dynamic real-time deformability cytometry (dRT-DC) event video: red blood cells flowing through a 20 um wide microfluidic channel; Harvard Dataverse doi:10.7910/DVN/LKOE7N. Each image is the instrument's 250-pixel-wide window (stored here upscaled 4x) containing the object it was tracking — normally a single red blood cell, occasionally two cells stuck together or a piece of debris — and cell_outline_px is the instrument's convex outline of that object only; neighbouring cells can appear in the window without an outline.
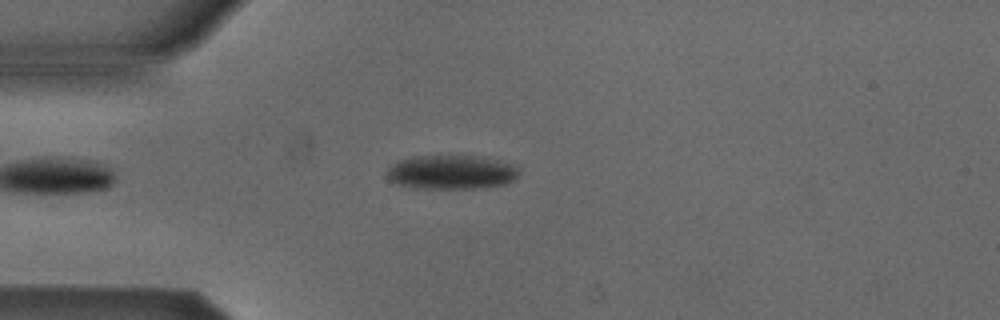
{"species": "Egyptian fruit bat (a non-hibernating species)", "species_latin": "Rousettus aegyptiacus", "temperature_condition": "cold", "stored_images_in_passage": 46, "camera_frame_rate_fps": 3000, "um_per_image_px": 0.085, "animal": {"sex": "male"}, "frame": {"image": 1, "passage_image": 7, "time_ms": 2.0, "image_size_px": [1000, 320], "cell_outline_px": [[520, 172], [516, 180], [504, 184], [476, 188], [412, 188], [396, 184], [388, 180], [388, 168], [400, 160], [412, 156], [476, 156], [496, 160], [512, 164]], "centroid_in_image_um": [38.36, 14.64], "position_along_channel_um": 46.6, "area_um2": 26.13}}
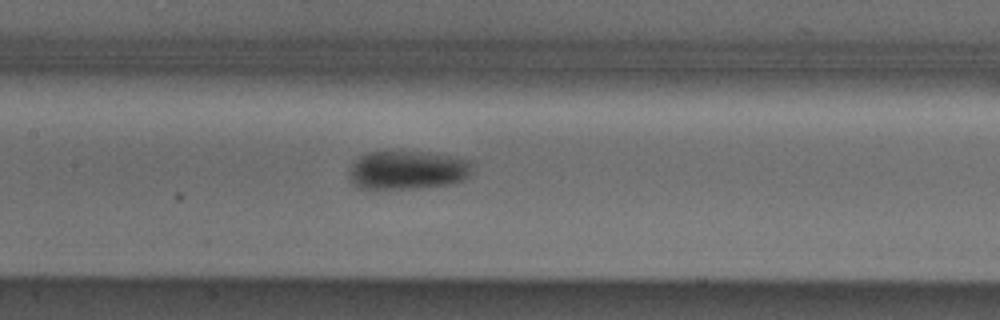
{"frame": {"image": 2, "passage_image": 18, "time_ms": 5.667, "image_size_px": [1000, 320], "cell_outline_px": [[472, 164], [468, 176], [464, 180], [448, 184], [420, 188], [356, 188], [352, 184], [348, 176], [348, 168], [360, 156], [368, 152], [396, 148], [428, 152], [472, 160]], "centroid_in_image_um": [34.58, 14.41], "position_along_channel_um": 172.8, "area_um2": 28.67}}
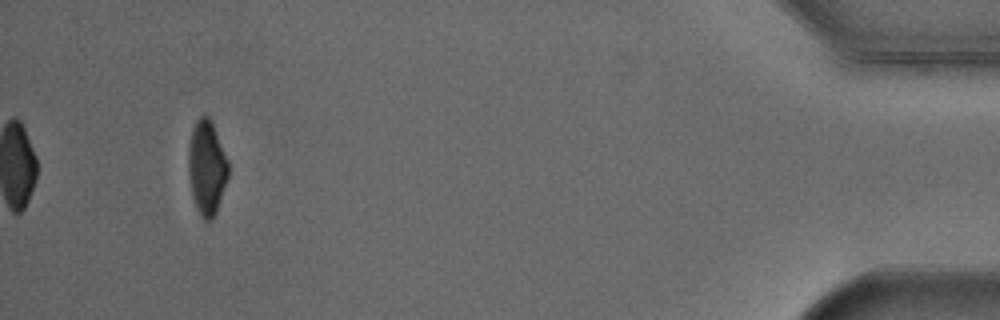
{"frame": {"image": 3, "passage_image": 43, "time_ms": 14.0, "image_size_px": [1000, 320], "cell_outline_px": [[228, 176], [216, 212], [212, 220], [204, 220], [200, 216], [196, 208], [192, 196], [188, 176], [188, 148], [192, 128], [196, 120], [200, 116], [208, 116], [212, 120], [228, 160]], "centroid_in_image_um": [17.56, 14.23], "position_along_channel_um": 417.6, "area_um2": 22.14}, "authors_computed_cell_mechanics": {"area_um2": 25.6054, "velocity_mm_per_s": 3.8532, "shape_relaxation_time_tau1_ms": 3.6215, "shape_relaxation_time_tau2_ms": null, "deformation_change_tau1": 0.1096, "deformation_change_tau2": null}}